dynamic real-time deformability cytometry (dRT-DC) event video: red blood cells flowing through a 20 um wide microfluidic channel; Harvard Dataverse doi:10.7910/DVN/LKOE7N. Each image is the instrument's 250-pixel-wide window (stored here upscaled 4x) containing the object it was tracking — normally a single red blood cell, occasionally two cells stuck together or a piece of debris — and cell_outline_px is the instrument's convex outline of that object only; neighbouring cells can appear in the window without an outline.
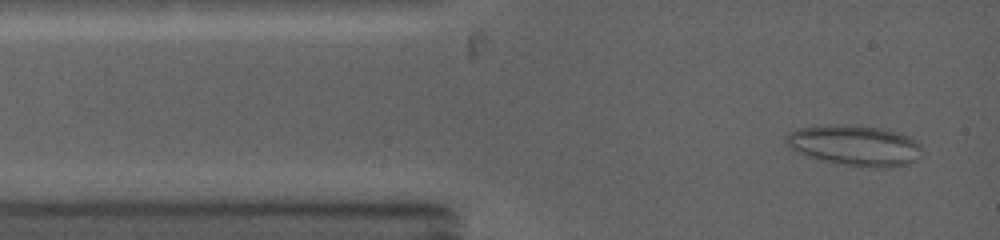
{"species": "common noctule bat (a hibernating species)", "species_latin": "Nyctalus noctula", "temperature_condition": "warm", "stored_images_in_passage": 66, "camera_frame_rate_fps": 5000, "um_per_image_px": 0.085, "animal": {"sex": "female", "body_mass_g": 19.0, "forearm_length_mm": 53.3}, "frame": {"image": 1, "passage_image": 2, "time_ms": 0.4, "image_size_px": [1000, 240], "cell_outline_px": [[920, 148], [916, 160], [908, 164], [880, 168], [876, 168], [844, 164], [824, 160], [800, 152], [792, 148], [788, 144], [788, 132], [800, 128], [840, 124], [880, 128], [900, 132], [916, 140], [920, 144]], "centroid_in_image_um": [72.73, 12.35], "position_along_channel_um": 12.3, "area_um2": 31.27}}
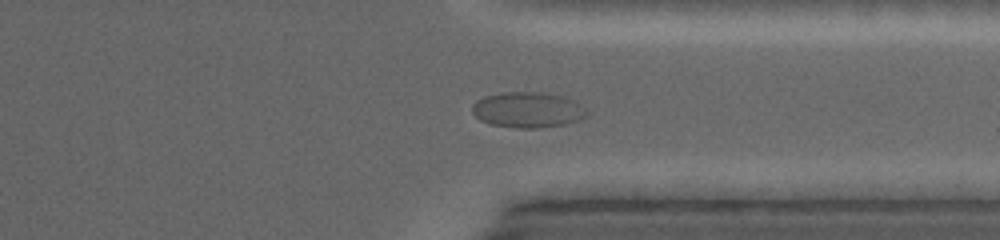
{"frame": {"image": 2, "passage_image": 44, "time_ms": 10.8, "image_size_px": [1000, 240], "cell_outline_px": [[588, 116], [580, 120], [564, 124], [536, 128], [516, 128], [488, 124], [480, 120], [472, 112], [472, 104], [476, 100], [484, 96], [504, 92], [540, 92], [564, 96], [580, 104], [588, 112]], "centroid_in_image_um": [44.84, 9.34], "position_along_channel_um": 366.6, "area_um2": 23.93}}
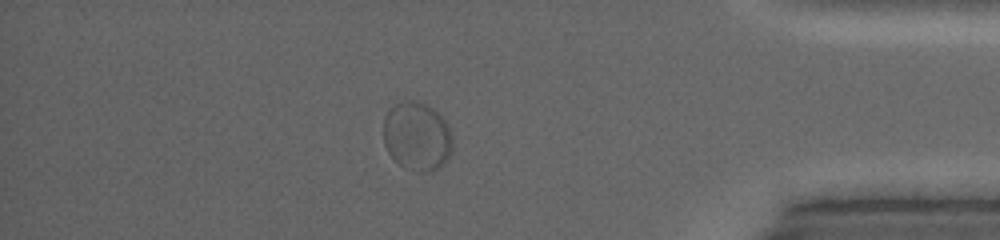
{"frame": {"image": 3, "passage_image": 52, "time_ms": 12.6, "image_size_px": [1000, 240], "cell_outline_px": [[452, 152], [444, 164], [440, 168], [428, 172], [416, 172], [404, 168], [388, 152], [384, 144], [384, 116], [392, 104], [408, 100], [424, 100], [444, 120], [452, 136]], "centroid_in_image_um": [35.44, 11.58], "position_along_channel_um": 399.8, "area_um2": 28.09}}